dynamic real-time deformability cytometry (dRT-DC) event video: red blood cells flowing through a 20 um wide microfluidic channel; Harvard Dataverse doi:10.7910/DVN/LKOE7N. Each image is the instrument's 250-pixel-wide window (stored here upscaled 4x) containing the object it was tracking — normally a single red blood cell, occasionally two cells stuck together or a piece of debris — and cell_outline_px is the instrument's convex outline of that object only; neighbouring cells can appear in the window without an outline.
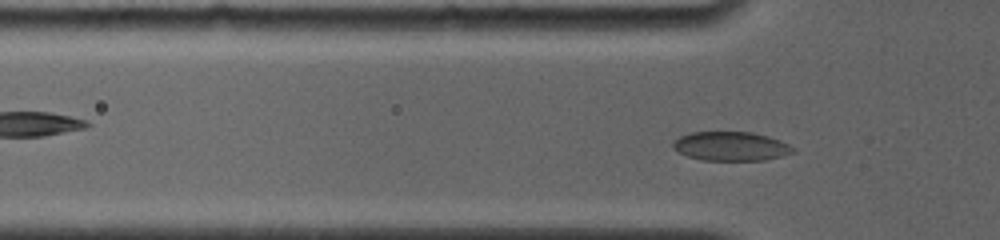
{"species": "common noctule bat (a hibernating species)", "species_latin": "Nyctalus noctula", "temperature_condition": "room temperature", "stored_images_in_passage": 62, "camera_frame_rate_fps": 4000, "um_per_image_px": 0.085, "animal": {"sex": "female", "body_mass_g": 19.0, "forearm_length_mm": 56.7}, "frame": {"image": 1, "passage_image": 17, "time_ms": 2.75, "image_size_px": [1000, 240], "cell_outline_px": [[796, 152], [764, 160], [700, 160], [676, 152], [672, 148], [672, 140], [680, 136], [692, 132], [752, 132], [768, 136], [780, 140], [796, 148]], "centroid_in_image_um": [62.1, 12.43], "position_along_channel_um": 63.7, "area_um2": 20.52}}
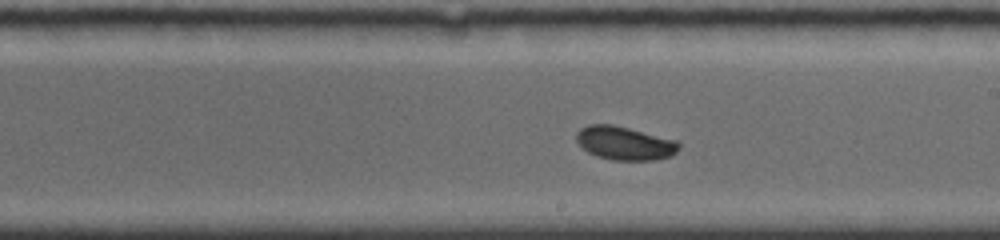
{"frame": {"image": 2, "passage_image": 42, "time_ms": 7.25, "image_size_px": [1000, 240], "cell_outline_px": [[680, 148], [672, 156], [656, 160], [612, 160], [596, 156], [588, 152], [576, 140], [576, 132], [580, 128], [588, 124], [612, 124], [676, 140], [680, 144]], "centroid_in_image_um": [53.1, 12.17], "position_along_channel_um": 235.9, "area_um2": 20.06}}
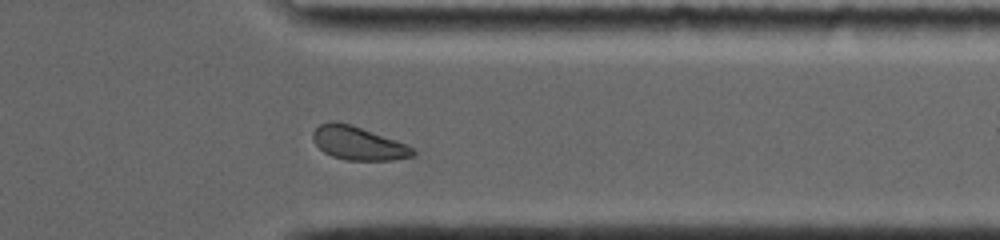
{"frame": {"image": 3, "passage_image": 56, "time_ms": 11.0, "image_size_px": [1000, 240], "cell_outline_px": [[416, 156], [392, 160], [344, 160], [332, 156], [324, 152], [312, 140], [312, 132], [320, 124], [332, 120], [336, 120], [408, 144], [416, 152]], "centroid_in_image_um": [30.44, 12.18], "position_along_channel_um": 381.0, "area_um2": 19.48}, "authors_computed_cell_mechanics": {"area_um2": 20.3456, "velocity_mm_per_s": 3.8401, "shape_relaxation_time_tau1_ms": 2.6703, "shape_relaxation_time_tau2_ms": null, "deformation_change_tau1": 0.0595, "deformation_change_tau2": null}}